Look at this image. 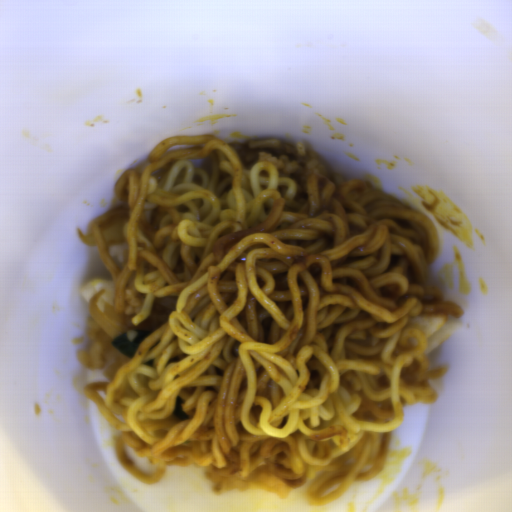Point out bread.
Segmentation results:
<instances>
[{
    "mask_svg": "<svg viewBox=\"0 0 512 512\" xmlns=\"http://www.w3.org/2000/svg\"><path fill=\"white\" fill-rule=\"evenodd\" d=\"M460 319L451 314L435 312L413 316L407 322V326L416 328L426 336L427 346L424 355H429L451 333L460 326Z\"/></svg>",
    "mask_w": 512,
    "mask_h": 512,
    "instance_id": "bread-1",
    "label": "bread"
}]
</instances>
